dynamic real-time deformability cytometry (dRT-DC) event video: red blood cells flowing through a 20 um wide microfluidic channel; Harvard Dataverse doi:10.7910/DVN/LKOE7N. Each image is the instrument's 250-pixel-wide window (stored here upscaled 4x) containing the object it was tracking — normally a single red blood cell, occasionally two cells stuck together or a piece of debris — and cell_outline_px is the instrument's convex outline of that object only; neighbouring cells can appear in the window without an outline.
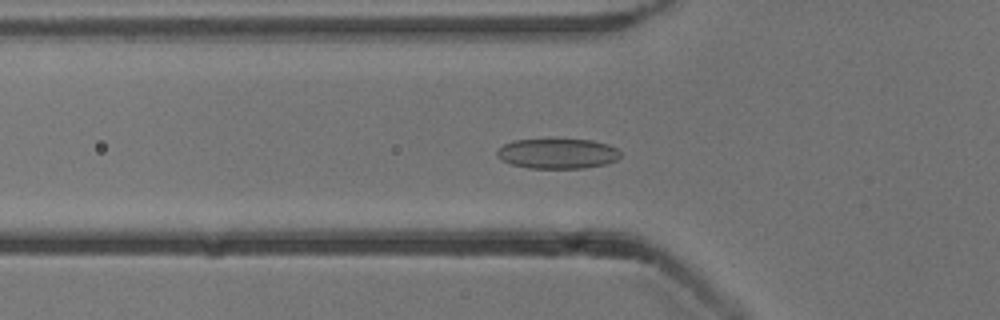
{"species": "common noctule bat (a hibernating species)", "species_latin": "Nyctalus noctula", "temperature_condition": "cold", "stored_images_in_passage": 41, "camera_frame_rate_fps": 3000, "um_per_image_px": 0.085, "animal": {"sex": "male", "body_mass_g": 13.3}, "frame": {"image": 1, "passage_image": 6, "time_ms": 1.667, "image_size_px": [1000, 320], "cell_outline_px": [[620, 156], [616, 160], [608, 164], [584, 168], [528, 168], [512, 164], [500, 160], [496, 156], [496, 152], [504, 144], [512, 140], [592, 140], [608, 144], [616, 148], [620, 152]], "centroid_in_image_um": [47.39, 13.06], "position_along_channel_um": 78.4, "area_um2": 21.62}}
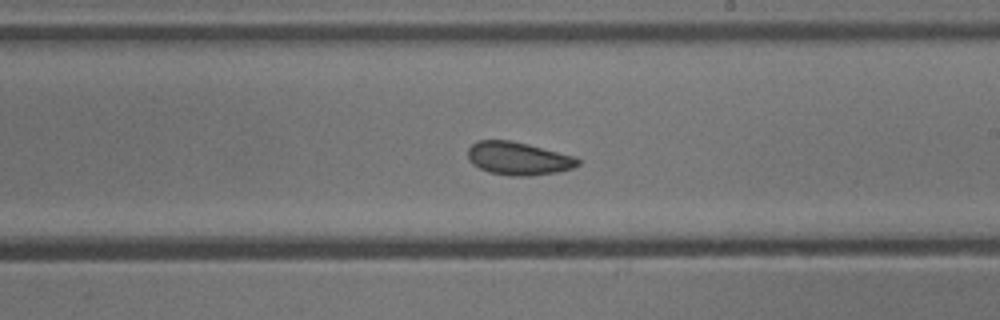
{"frame": {"image": 2, "passage_image": 19, "time_ms": 6.0, "image_size_px": [1000, 320], "cell_outline_px": [[580, 164], [572, 168], [556, 172], [528, 176], [512, 176], [488, 172], [472, 164], [468, 160], [468, 148], [476, 140], [512, 140], [576, 156], [580, 160]], "centroid_in_image_um": [44.05, 13.46], "position_along_channel_um": 245.0, "area_um2": 21.33}}
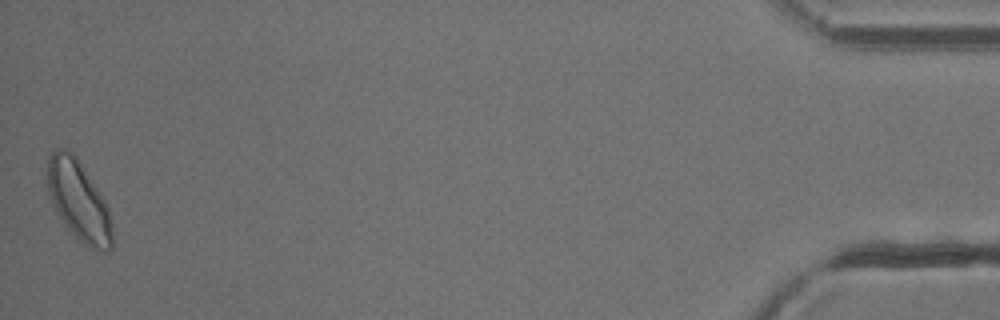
{"frame": {"image": 3, "passage_image": 41, "time_ms": 13.333, "image_size_px": [1000, 320], "cell_outline_px": [[112, 248], [108, 252], [100, 252], [88, 248], [64, 224], [48, 192], [48, 156], [56, 148], [64, 148], [72, 152], [76, 156], [104, 200], [108, 208], [112, 224]], "centroid_in_image_um": [6.71, 17.09], "position_along_channel_um": 428.5, "area_um2": 29.82}, "authors_computed_cell_mechanics": {"area_um2": 21.2704, "velocity_mm_per_s": 3.8345, "shape_relaxation_time_tau1_ms": 10.6562, "shape_relaxation_time_tau2_ms": 2.8939, "deformation_change_tau1": 0.1607, "deformation_change_tau2": 0.0915}}